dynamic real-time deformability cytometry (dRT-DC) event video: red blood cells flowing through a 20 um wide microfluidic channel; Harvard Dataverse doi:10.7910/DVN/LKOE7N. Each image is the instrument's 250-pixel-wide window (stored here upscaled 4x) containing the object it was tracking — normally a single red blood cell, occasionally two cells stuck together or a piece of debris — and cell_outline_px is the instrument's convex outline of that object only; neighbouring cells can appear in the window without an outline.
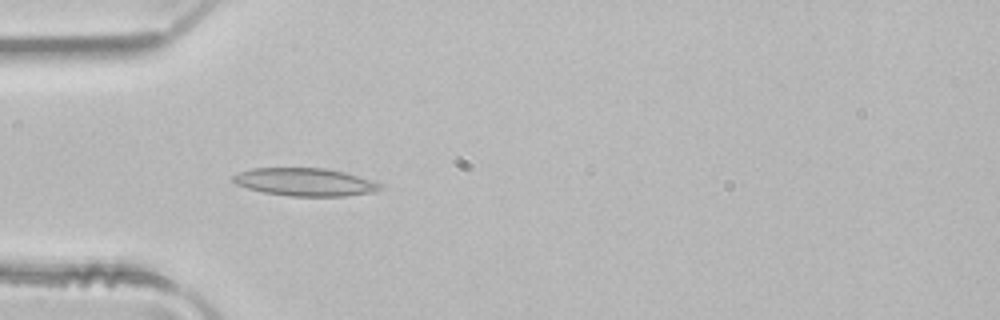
{"species": "common noctule bat (a hibernating species)", "species_latin": "Nyctalus noctula", "temperature_condition": "room temperature", "stored_images_in_passage": 4, "camera_frame_rate_fps": 3000, "um_per_image_px": 0.085, "animal": {"sex": "male", "body_mass_g": 21.5, "forearm_length_mm": 52.0}, "frame": {"image": 1, "passage_image": 4, "time_ms": 1.0, "image_size_px": [1000, 320], "cell_outline_px": [[384, 188], [376, 192], [344, 196], [288, 196], [264, 192], [248, 188], [236, 184], [232, 180], [232, 176], [240, 172], [252, 168], [328, 168], [344, 172], [380, 184]], "centroid_in_image_um": [25.91, 15.47], "position_along_channel_um": 59.1, "area_um2": 23.76}}